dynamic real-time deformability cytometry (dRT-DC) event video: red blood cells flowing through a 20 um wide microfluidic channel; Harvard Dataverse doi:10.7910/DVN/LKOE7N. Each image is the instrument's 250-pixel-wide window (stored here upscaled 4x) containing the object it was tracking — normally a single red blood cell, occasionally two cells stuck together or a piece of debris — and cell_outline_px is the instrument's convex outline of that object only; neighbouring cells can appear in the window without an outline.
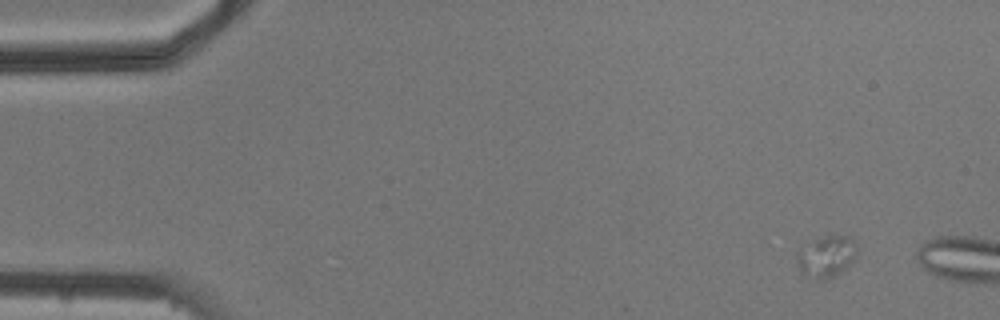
{"species": "common noctule bat (a hibernating species)", "species_latin": "Nyctalus noctula", "temperature_condition": "cold", "stored_images_in_passage": 2, "camera_frame_rate_fps": 3000, "um_per_image_px": 0.085, "animal": {"sex": "male", "body_mass_g": 20.5, "forearm_length_mm": 52.5}, "frame": {"image": 1, "passage_image": 1, "time_ms": 0.0, "image_size_px": [1000, 320], "cell_outline_px": [[856, 260], [832, 276], [824, 280], [816, 280], [804, 272], [800, 268], [796, 260], [796, 252], [816, 240], [824, 236], [836, 232], [852, 236], [856, 248]], "centroid_in_image_um": [70.3, 21.74], "position_along_channel_um": 14.7, "area_um2": 14.45}}